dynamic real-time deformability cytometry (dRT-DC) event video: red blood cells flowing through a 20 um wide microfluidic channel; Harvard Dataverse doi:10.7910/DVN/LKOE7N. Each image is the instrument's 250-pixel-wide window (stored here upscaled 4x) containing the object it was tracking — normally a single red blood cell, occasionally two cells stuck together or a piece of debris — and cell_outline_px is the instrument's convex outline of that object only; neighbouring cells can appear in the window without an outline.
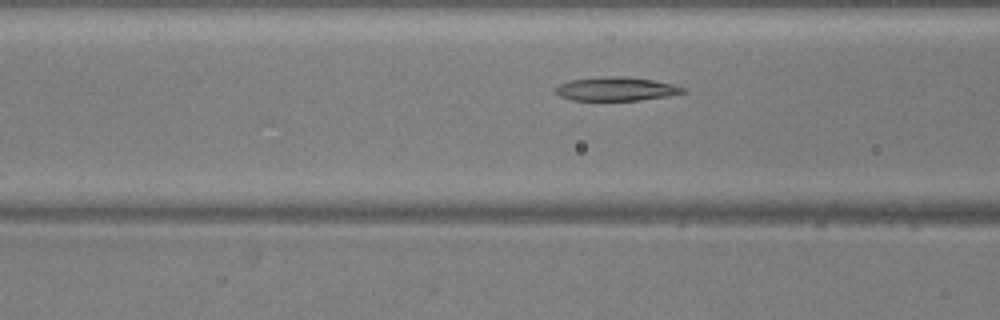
{"species": "common noctule bat (a hibernating species)", "species_latin": "Nyctalus noctula", "temperature_condition": "warm", "stored_images_in_passage": 18, "camera_frame_rate_fps": 3000, "um_per_image_px": 0.085, "animal": {"sex": "male", "body_mass_g": 20.5, "forearm_length_mm": 52.5}, "frame": {"image": 1, "passage_image": 15, "time_ms": 4.667, "image_size_px": [1000, 320], "cell_outline_px": [[688, 92], [668, 96], [640, 100], [572, 100], [560, 96], [556, 92], [556, 88], [560, 84], [568, 80], [600, 76], [624, 76], [652, 80], [672, 84], [684, 88]], "centroid_in_image_um": [52.37, 7.55], "position_along_channel_um": 114.2, "area_um2": 17.63}}